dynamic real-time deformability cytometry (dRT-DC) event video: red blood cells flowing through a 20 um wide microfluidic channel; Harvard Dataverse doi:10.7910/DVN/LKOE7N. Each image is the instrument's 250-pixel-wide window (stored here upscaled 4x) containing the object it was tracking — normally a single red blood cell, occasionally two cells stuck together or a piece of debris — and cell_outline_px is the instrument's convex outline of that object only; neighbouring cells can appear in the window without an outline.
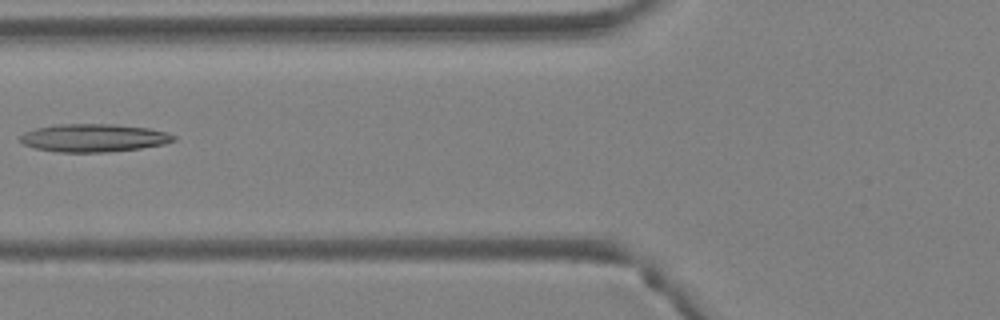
{"species": "Egyptian fruit bat (a non-hibernating species)", "species_latin": "Rousettus aegyptiacus", "temperature_condition": "warm", "stored_images_in_passage": 5, "camera_frame_rate_fps": 3000, "um_per_image_px": 0.085, "animal": {"sex": "female"}, "frame": {"image": 1, "passage_image": 5, "time_ms": 1.333, "image_size_px": [1000, 320], "cell_outline_px": [[176, 140], [164, 144], [140, 148], [104, 152], [56, 152], [36, 148], [24, 144], [16, 140], [24, 132], [36, 128], [56, 124], [116, 124], [148, 128], [164, 132], [176, 136]], "centroid_in_image_um": [7.92, 11.72], "position_along_channel_um": 117.9, "area_um2": 25.03}}